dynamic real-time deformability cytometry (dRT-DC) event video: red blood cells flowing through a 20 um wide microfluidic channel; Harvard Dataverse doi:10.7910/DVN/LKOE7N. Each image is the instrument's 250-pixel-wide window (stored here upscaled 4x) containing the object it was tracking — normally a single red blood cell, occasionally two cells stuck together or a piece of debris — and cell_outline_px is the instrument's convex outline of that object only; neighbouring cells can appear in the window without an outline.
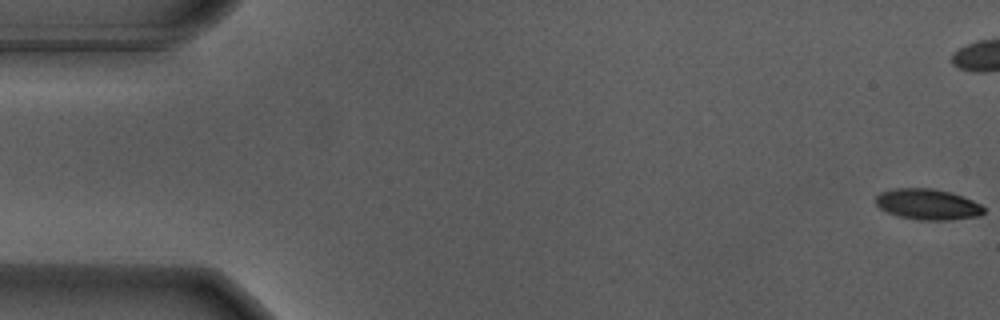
{"species": "Egyptian fruit bat (a non-hibernating species)", "species_latin": "Rousettus aegyptiacus", "temperature_condition": "warm", "stored_images_in_passage": 57, "camera_frame_rate_fps": 3000, "um_per_image_px": 0.085, "animal": {"sex": "male"}, "frame": {"image": 1, "passage_image": 1, "time_ms": 0.0, "image_size_px": [1000, 320], "cell_outline_px": [[984, 212], [980, 216], [952, 220], [920, 220], [900, 216], [888, 212], [880, 208], [876, 204], [876, 196], [880, 192], [892, 188], [932, 188], [948, 192], [972, 200], [980, 204], [984, 208]], "centroid_in_image_um": [78.84, 17.37], "position_along_channel_um": 6.2, "area_um2": 19.31}}
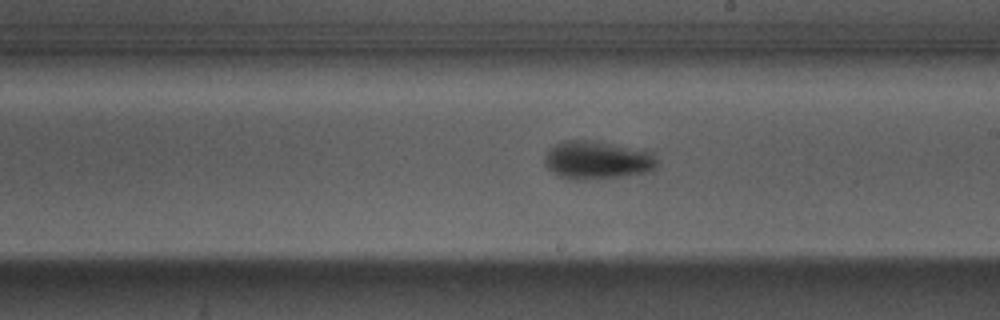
{"frame": {"image": 2, "passage_image": 32, "time_ms": 10.333, "image_size_px": [1000, 320], "cell_outline_px": [[656, 164], [652, 172], [624, 176], [580, 180], [576, 180], [560, 176], [548, 168], [544, 160], [544, 156], [556, 144], [564, 140], [600, 140], [652, 152], [656, 160]], "centroid_in_image_um": [50.79, 13.59], "position_along_channel_um": 238.2, "area_um2": 25.09}}
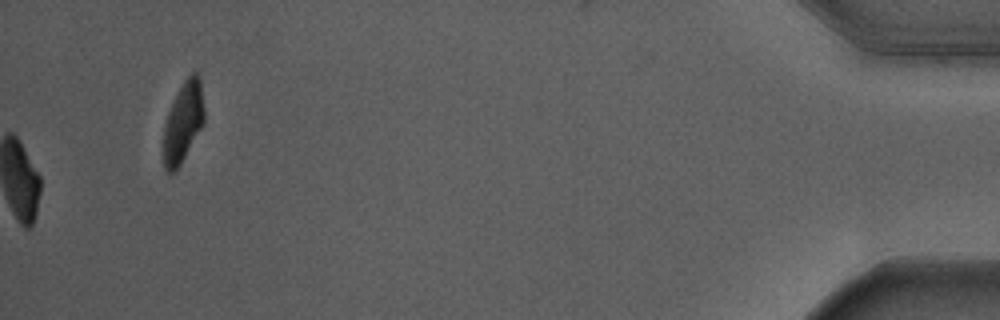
{"frame": {"image": 3, "passage_image": 57, "time_ms": 18.667, "image_size_px": [1000, 320], "cell_outline_px": [[204, 124], [180, 164], [172, 172], [168, 172], [164, 168], [164, 124], [168, 112], [184, 80], [192, 72], [196, 72], [200, 80], [204, 108]], "centroid_in_image_um": [15.58, 10.37], "position_along_channel_um": 419.6, "area_um2": 18.67}, "authors_computed_cell_mechanics": {"area_um2": 22.253, "velocity_mm_per_s": 3.6897, "shape_relaxation_time_tau1_ms": 2.626, "shape_relaxation_time_tau2_ms": null, "deformation_change_tau1": 0.154, "deformation_change_tau2": null}}